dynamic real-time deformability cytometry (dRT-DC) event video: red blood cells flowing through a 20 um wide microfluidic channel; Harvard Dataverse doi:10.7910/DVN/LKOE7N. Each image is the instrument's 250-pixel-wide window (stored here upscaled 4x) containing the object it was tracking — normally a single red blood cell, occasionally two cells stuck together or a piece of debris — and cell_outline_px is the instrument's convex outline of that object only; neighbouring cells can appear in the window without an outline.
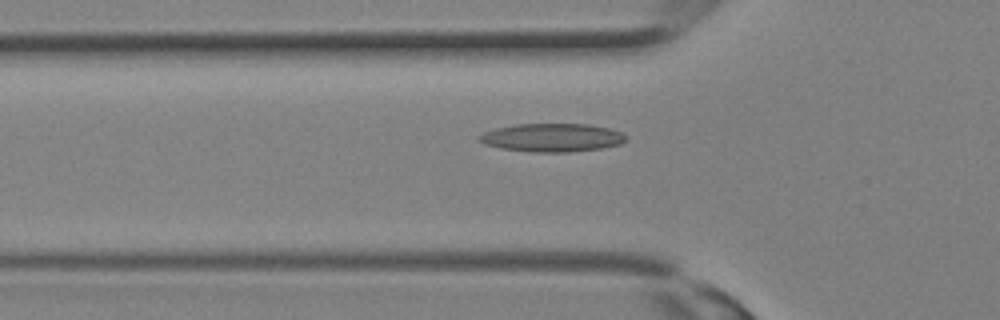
{"species": "Egyptian fruit bat (a non-hibernating species)", "species_latin": "Rousettus aegyptiacus", "temperature_condition": "room temperature", "stored_images_in_passage": 22, "camera_frame_rate_fps": 3000, "um_per_image_px": 0.085, "animal": {"sex": "female"}, "frame": {"image": 1, "passage_image": 3, "time_ms": 0.667, "image_size_px": [1000, 320], "cell_outline_px": [[624, 140], [620, 144], [600, 148], [568, 152], [532, 152], [500, 148], [484, 144], [480, 140], [480, 136], [484, 132], [496, 128], [516, 124], [588, 124], [608, 128], [620, 132], [624, 136]], "centroid_in_image_um": [46.89, 11.69], "position_along_channel_um": 78.9, "area_um2": 23.87}}
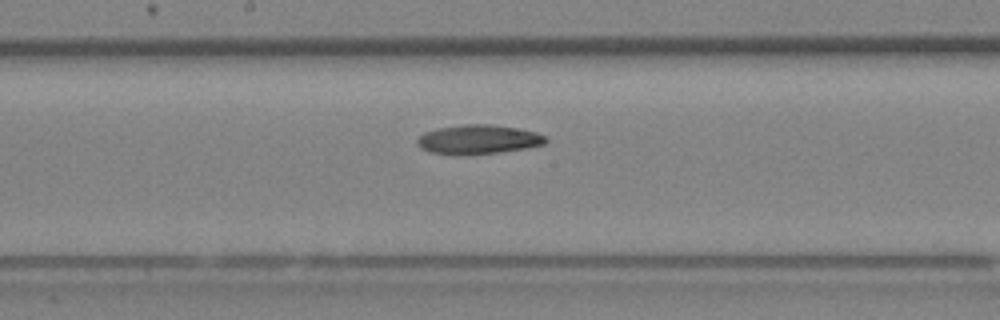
{"frame": {"image": 2, "passage_image": 9, "time_ms": 2.667, "image_size_px": [1000, 320], "cell_outline_px": [[548, 140], [544, 144], [524, 148], [500, 152], [464, 156], [452, 156], [428, 152], [420, 148], [416, 144], [416, 140], [424, 132], [436, 128], [464, 124], [488, 124], [516, 128], [536, 132], [548, 136]], "centroid_in_image_um": [40.59, 11.87], "position_along_channel_um": 207.6, "area_um2": 22.37}}
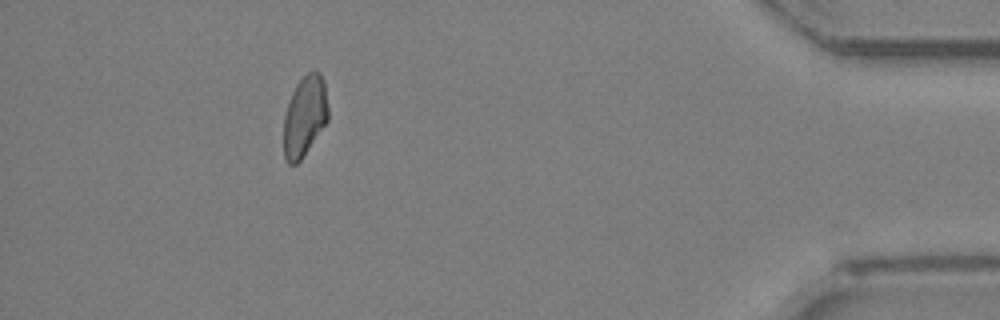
{"frame": {"image": 3, "passage_image": 21, "time_ms": 6.667, "image_size_px": [1000, 320], "cell_outline_px": [[328, 120], [300, 160], [296, 164], [288, 164], [284, 156], [284, 116], [292, 92], [296, 84], [308, 72], [320, 72], [324, 80], [328, 108]], "centroid_in_image_um": [25.9, 9.87], "position_along_channel_um": 409.3, "area_um2": 20.63}}